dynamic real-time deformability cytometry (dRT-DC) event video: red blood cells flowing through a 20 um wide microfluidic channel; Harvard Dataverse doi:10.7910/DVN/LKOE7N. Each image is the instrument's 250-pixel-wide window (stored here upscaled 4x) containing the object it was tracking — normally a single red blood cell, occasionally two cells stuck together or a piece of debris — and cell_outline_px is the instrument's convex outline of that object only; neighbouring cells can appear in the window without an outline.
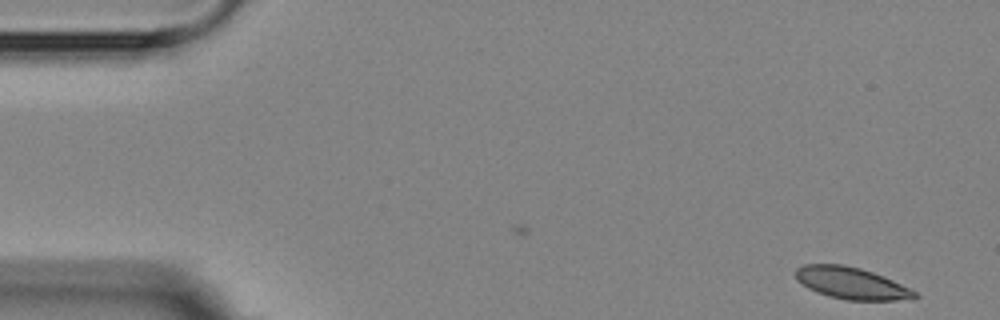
{"species": "Egyptian fruit bat (a non-hibernating species)", "species_latin": "Rousettus aegyptiacus", "temperature_condition": "room temperature", "stored_images_in_passage": 7, "camera_frame_rate_fps": 3000, "um_per_image_px": 0.085, "animal": {"sex": "female"}, "frame": {"image": 1, "passage_image": 1, "time_ms": 0.0, "image_size_px": [1000, 320], "cell_outline_px": [[920, 296], [912, 300], [844, 300], [828, 296], [816, 292], [808, 288], [796, 280], [796, 268], [804, 264], [844, 264], [860, 268], [884, 276], [916, 292]], "centroid_in_image_um": [72.36, 24.07], "position_along_channel_um": 12.6, "area_um2": 22.2}}
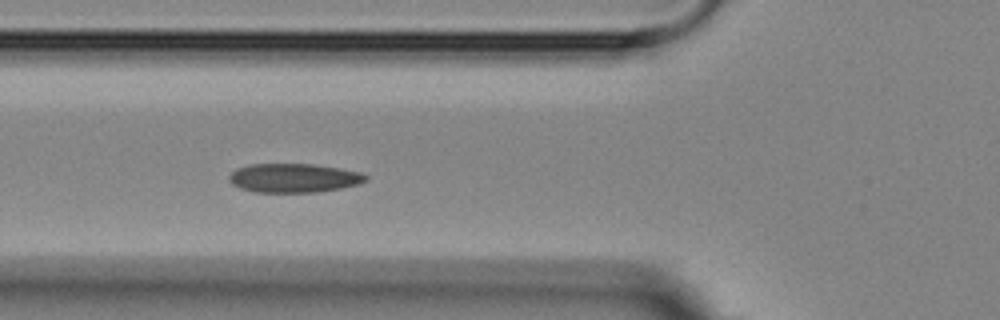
{"frame": {"image": 2, "passage_image": 6, "time_ms": 5.667, "image_size_px": [1000, 320], "cell_outline_px": [[368, 180], [360, 184], [320, 192], [252, 192], [240, 188], [232, 184], [228, 180], [228, 176], [236, 168], [248, 164], [312, 164], [340, 168], [360, 172], [368, 176]], "centroid_in_image_um": [24.96, 15.13], "position_along_channel_um": 100.8, "area_um2": 23.29}}
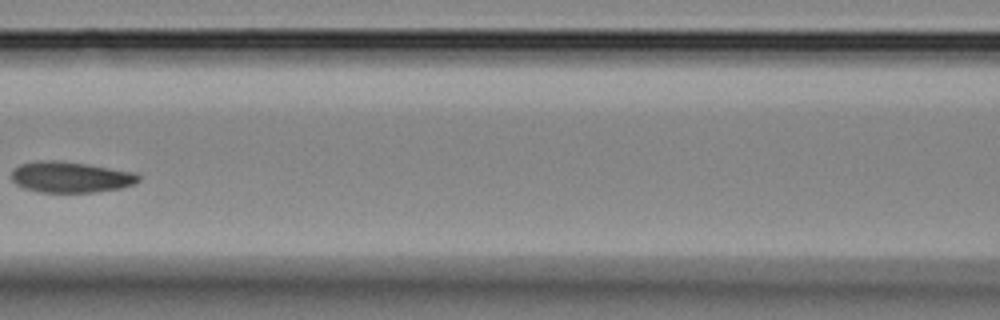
{"frame": {"image": 3, "passage_image": 7, "time_ms": 7.333, "image_size_px": [1000, 320], "cell_outline_px": [[140, 180], [136, 184], [120, 188], [92, 192], [40, 192], [24, 188], [16, 184], [12, 180], [12, 172], [20, 164], [36, 160], [60, 160], [88, 164], [136, 172], [140, 176]], "centroid_in_image_um": [6.03, 15.04], "position_along_channel_um": 160.6, "area_um2": 23.06}}